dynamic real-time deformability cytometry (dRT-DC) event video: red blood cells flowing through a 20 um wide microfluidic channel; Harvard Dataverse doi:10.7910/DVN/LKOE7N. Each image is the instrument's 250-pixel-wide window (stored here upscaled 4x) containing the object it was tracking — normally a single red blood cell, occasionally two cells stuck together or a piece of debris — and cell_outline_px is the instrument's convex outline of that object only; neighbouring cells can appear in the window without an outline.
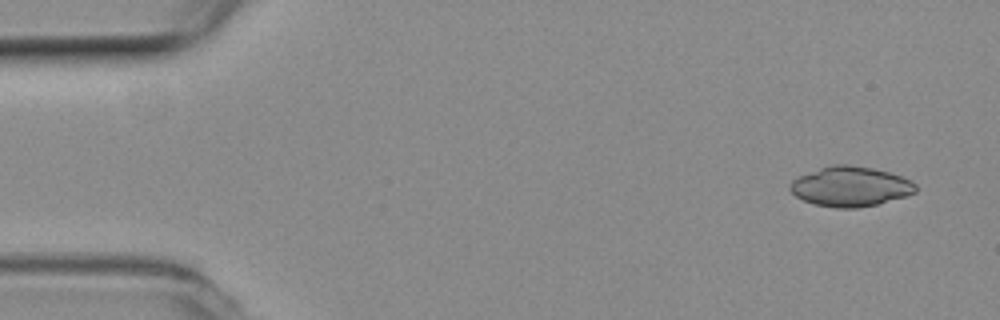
{"species": "common noctule bat (a hibernating species)", "species_latin": "Nyctalus noctula", "temperature_condition": "room temperature", "stored_images_in_passage": 51, "camera_frame_rate_fps": 3000, "um_per_image_px": 0.085, "animal": {"sex": "female", "body_mass_g": 19.3, "forearm_length_mm": 54.1}, "frame": {"image": 1, "passage_image": 1, "time_ms": 0.0, "image_size_px": [1000, 320], "cell_outline_px": [[916, 192], [908, 196], [880, 204], [856, 208], [836, 208], [816, 204], [804, 200], [796, 196], [788, 188], [788, 184], [792, 180], [800, 176], [820, 168], [836, 164], [848, 164], [872, 168], [888, 172], [912, 180], [916, 184]], "centroid_in_image_um": [72.32, 15.86], "position_along_channel_um": 12.7, "area_um2": 29.25}}